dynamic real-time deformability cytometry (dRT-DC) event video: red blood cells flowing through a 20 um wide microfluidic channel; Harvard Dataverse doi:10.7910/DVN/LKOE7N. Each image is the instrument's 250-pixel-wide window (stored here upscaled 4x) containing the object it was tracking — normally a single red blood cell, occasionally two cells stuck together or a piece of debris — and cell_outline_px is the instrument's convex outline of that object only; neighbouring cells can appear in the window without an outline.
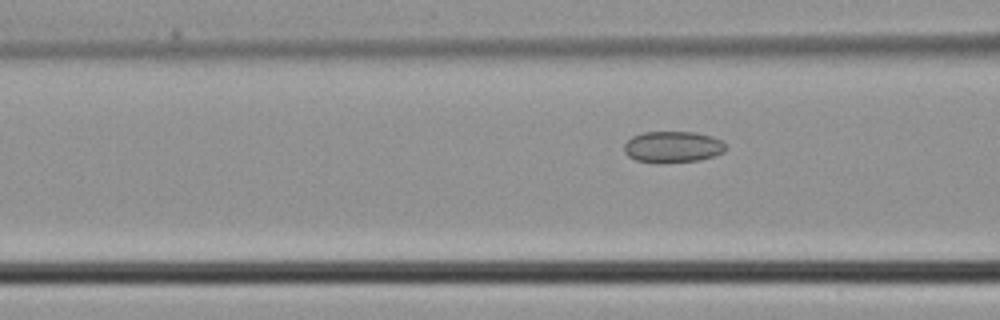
{"species": "common noctule bat (a hibernating species)", "species_latin": "Nyctalus noctula", "temperature_condition": "cold", "stored_images_in_passage": 6, "camera_frame_rate_fps": 3000, "um_per_image_px": 0.085, "animal": {"sex": "male", "body_mass_g": 21.5, "forearm_length_mm": 52.0}, "frame": {"image": 1, "passage_image": 6, "time_ms": 1.667, "image_size_px": [1000, 320], "cell_outline_px": [[728, 148], [724, 152], [700, 160], [636, 160], [628, 156], [624, 152], [624, 144], [632, 136], [644, 132], [696, 132], [712, 136], [720, 140]], "centroid_in_image_um": [57.21, 12.43], "position_along_channel_um": 109.4, "area_um2": 17.86}}